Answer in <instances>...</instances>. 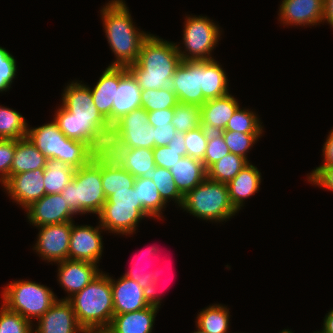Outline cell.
<instances>
[{
    "mask_svg": "<svg viewBox=\"0 0 333 333\" xmlns=\"http://www.w3.org/2000/svg\"><path fill=\"white\" fill-rule=\"evenodd\" d=\"M61 95V106L53 118L59 130L69 139L84 142L95 153L106 152L112 126L94 105L89 85L72 81Z\"/></svg>",
    "mask_w": 333,
    "mask_h": 333,
    "instance_id": "obj_1",
    "label": "cell"
},
{
    "mask_svg": "<svg viewBox=\"0 0 333 333\" xmlns=\"http://www.w3.org/2000/svg\"><path fill=\"white\" fill-rule=\"evenodd\" d=\"M105 36L115 60L109 66L136 63L143 41L150 33L139 30L124 0H110L100 10Z\"/></svg>",
    "mask_w": 333,
    "mask_h": 333,
    "instance_id": "obj_2",
    "label": "cell"
},
{
    "mask_svg": "<svg viewBox=\"0 0 333 333\" xmlns=\"http://www.w3.org/2000/svg\"><path fill=\"white\" fill-rule=\"evenodd\" d=\"M181 61L176 43L149 34L142 43L136 63L127 68L141 90L169 88Z\"/></svg>",
    "mask_w": 333,
    "mask_h": 333,
    "instance_id": "obj_3",
    "label": "cell"
},
{
    "mask_svg": "<svg viewBox=\"0 0 333 333\" xmlns=\"http://www.w3.org/2000/svg\"><path fill=\"white\" fill-rule=\"evenodd\" d=\"M68 301L85 329L109 327L114 316L111 281L103 271Z\"/></svg>",
    "mask_w": 333,
    "mask_h": 333,
    "instance_id": "obj_4",
    "label": "cell"
},
{
    "mask_svg": "<svg viewBox=\"0 0 333 333\" xmlns=\"http://www.w3.org/2000/svg\"><path fill=\"white\" fill-rule=\"evenodd\" d=\"M61 194L76 215L99 214L107 200L101 181V153L75 170L73 179Z\"/></svg>",
    "mask_w": 333,
    "mask_h": 333,
    "instance_id": "obj_5",
    "label": "cell"
},
{
    "mask_svg": "<svg viewBox=\"0 0 333 333\" xmlns=\"http://www.w3.org/2000/svg\"><path fill=\"white\" fill-rule=\"evenodd\" d=\"M27 137L47 158L61 160L74 169L85 166L96 154L84 142L67 138L54 119L42 126H28Z\"/></svg>",
    "mask_w": 333,
    "mask_h": 333,
    "instance_id": "obj_6",
    "label": "cell"
},
{
    "mask_svg": "<svg viewBox=\"0 0 333 333\" xmlns=\"http://www.w3.org/2000/svg\"><path fill=\"white\" fill-rule=\"evenodd\" d=\"M180 209L214 223L229 220L238 213L230 202L227 184L208 177L184 196Z\"/></svg>",
    "mask_w": 333,
    "mask_h": 333,
    "instance_id": "obj_7",
    "label": "cell"
},
{
    "mask_svg": "<svg viewBox=\"0 0 333 333\" xmlns=\"http://www.w3.org/2000/svg\"><path fill=\"white\" fill-rule=\"evenodd\" d=\"M98 222L108 233L130 236L138 229L139 222L152 218L138 200L137 189L114 191L97 215Z\"/></svg>",
    "mask_w": 333,
    "mask_h": 333,
    "instance_id": "obj_8",
    "label": "cell"
},
{
    "mask_svg": "<svg viewBox=\"0 0 333 333\" xmlns=\"http://www.w3.org/2000/svg\"><path fill=\"white\" fill-rule=\"evenodd\" d=\"M2 305L33 323L58 300L52 289L35 281H12L1 291Z\"/></svg>",
    "mask_w": 333,
    "mask_h": 333,
    "instance_id": "obj_9",
    "label": "cell"
},
{
    "mask_svg": "<svg viewBox=\"0 0 333 333\" xmlns=\"http://www.w3.org/2000/svg\"><path fill=\"white\" fill-rule=\"evenodd\" d=\"M220 28L219 24L217 25L207 16L187 15L184 22L183 41L176 43L181 60H213L211 52L221 40L223 30Z\"/></svg>",
    "mask_w": 333,
    "mask_h": 333,
    "instance_id": "obj_10",
    "label": "cell"
},
{
    "mask_svg": "<svg viewBox=\"0 0 333 333\" xmlns=\"http://www.w3.org/2000/svg\"><path fill=\"white\" fill-rule=\"evenodd\" d=\"M155 147L152 125L148 123V111L140 107L123 115L112 125L107 148Z\"/></svg>",
    "mask_w": 333,
    "mask_h": 333,
    "instance_id": "obj_11",
    "label": "cell"
},
{
    "mask_svg": "<svg viewBox=\"0 0 333 333\" xmlns=\"http://www.w3.org/2000/svg\"><path fill=\"white\" fill-rule=\"evenodd\" d=\"M73 221L37 227L39 230L33 250L48 263L68 259Z\"/></svg>",
    "mask_w": 333,
    "mask_h": 333,
    "instance_id": "obj_12",
    "label": "cell"
},
{
    "mask_svg": "<svg viewBox=\"0 0 333 333\" xmlns=\"http://www.w3.org/2000/svg\"><path fill=\"white\" fill-rule=\"evenodd\" d=\"M202 60H182L171 78V89L180 103L202 106L206 99L202 94Z\"/></svg>",
    "mask_w": 333,
    "mask_h": 333,
    "instance_id": "obj_13",
    "label": "cell"
},
{
    "mask_svg": "<svg viewBox=\"0 0 333 333\" xmlns=\"http://www.w3.org/2000/svg\"><path fill=\"white\" fill-rule=\"evenodd\" d=\"M1 186H3L8 196L11 197V200L25 210L46 194L44 168L9 176Z\"/></svg>",
    "mask_w": 333,
    "mask_h": 333,
    "instance_id": "obj_14",
    "label": "cell"
},
{
    "mask_svg": "<svg viewBox=\"0 0 333 333\" xmlns=\"http://www.w3.org/2000/svg\"><path fill=\"white\" fill-rule=\"evenodd\" d=\"M72 225L69 241L68 259L83 260L99 264L103 253L102 232L105 230L98 226Z\"/></svg>",
    "mask_w": 333,
    "mask_h": 333,
    "instance_id": "obj_15",
    "label": "cell"
},
{
    "mask_svg": "<svg viewBox=\"0 0 333 333\" xmlns=\"http://www.w3.org/2000/svg\"><path fill=\"white\" fill-rule=\"evenodd\" d=\"M27 220L32 226L40 227L74 221L76 215L61 193L45 194L25 209Z\"/></svg>",
    "mask_w": 333,
    "mask_h": 333,
    "instance_id": "obj_16",
    "label": "cell"
},
{
    "mask_svg": "<svg viewBox=\"0 0 333 333\" xmlns=\"http://www.w3.org/2000/svg\"><path fill=\"white\" fill-rule=\"evenodd\" d=\"M57 265V281L68 294L60 300H68L102 272L98 268L99 265L83 260L66 259L58 262Z\"/></svg>",
    "mask_w": 333,
    "mask_h": 333,
    "instance_id": "obj_17",
    "label": "cell"
},
{
    "mask_svg": "<svg viewBox=\"0 0 333 333\" xmlns=\"http://www.w3.org/2000/svg\"><path fill=\"white\" fill-rule=\"evenodd\" d=\"M278 19L285 26H316L323 22L324 0H281Z\"/></svg>",
    "mask_w": 333,
    "mask_h": 333,
    "instance_id": "obj_18",
    "label": "cell"
},
{
    "mask_svg": "<svg viewBox=\"0 0 333 333\" xmlns=\"http://www.w3.org/2000/svg\"><path fill=\"white\" fill-rule=\"evenodd\" d=\"M36 323L33 333H84L68 300L58 299Z\"/></svg>",
    "mask_w": 333,
    "mask_h": 333,
    "instance_id": "obj_19",
    "label": "cell"
},
{
    "mask_svg": "<svg viewBox=\"0 0 333 333\" xmlns=\"http://www.w3.org/2000/svg\"><path fill=\"white\" fill-rule=\"evenodd\" d=\"M114 315L134 312L149 307L140 285L121 276L118 280L110 276Z\"/></svg>",
    "mask_w": 333,
    "mask_h": 333,
    "instance_id": "obj_20",
    "label": "cell"
},
{
    "mask_svg": "<svg viewBox=\"0 0 333 333\" xmlns=\"http://www.w3.org/2000/svg\"><path fill=\"white\" fill-rule=\"evenodd\" d=\"M239 106L238 100L230 93L206 100L201 106V126L208 132L224 131L229 119Z\"/></svg>",
    "mask_w": 333,
    "mask_h": 333,
    "instance_id": "obj_21",
    "label": "cell"
},
{
    "mask_svg": "<svg viewBox=\"0 0 333 333\" xmlns=\"http://www.w3.org/2000/svg\"><path fill=\"white\" fill-rule=\"evenodd\" d=\"M140 95L141 89L134 76L127 67H121V80L113 98L111 126L123 115L141 107Z\"/></svg>",
    "mask_w": 333,
    "mask_h": 333,
    "instance_id": "obj_22",
    "label": "cell"
},
{
    "mask_svg": "<svg viewBox=\"0 0 333 333\" xmlns=\"http://www.w3.org/2000/svg\"><path fill=\"white\" fill-rule=\"evenodd\" d=\"M117 163L135 178H149L151 171L156 167L153 149L149 148H107Z\"/></svg>",
    "mask_w": 333,
    "mask_h": 333,
    "instance_id": "obj_23",
    "label": "cell"
},
{
    "mask_svg": "<svg viewBox=\"0 0 333 333\" xmlns=\"http://www.w3.org/2000/svg\"><path fill=\"white\" fill-rule=\"evenodd\" d=\"M261 175L259 169L249 162L227 183L230 202L238 212L244 207L245 200L260 190Z\"/></svg>",
    "mask_w": 333,
    "mask_h": 333,
    "instance_id": "obj_24",
    "label": "cell"
},
{
    "mask_svg": "<svg viewBox=\"0 0 333 333\" xmlns=\"http://www.w3.org/2000/svg\"><path fill=\"white\" fill-rule=\"evenodd\" d=\"M121 80V67L108 66L93 88H90L94 105L111 125L113 98Z\"/></svg>",
    "mask_w": 333,
    "mask_h": 333,
    "instance_id": "obj_25",
    "label": "cell"
},
{
    "mask_svg": "<svg viewBox=\"0 0 333 333\" xmlns=\"http://www.w3.org/2000/svg\"><path fill=\"white\" fill-rule=\"evenodd\" d=\"M158 307L149 306L134 312L114 315L110 326L113 333H152Z\"/></svg>",
    "mask_w": 333,
    "mask_h": 333,
    "instance_id": "obj_26",
    "label": "cell"
},
{
    "mask_svg": "<svg viewBox=\"0 0 333 333\" xmlns=\"http://www.w3.org/2000/svg\"><path fill=\"white\" fill-rule=\"evenodd\" d=\"M135 177L123 169L117 161L108 153H101V181L106 199L114 191L127 190L134 186Z\"/></svg>",
    "mask_w": 333,
    "mask_h": 333,
    "instance_id": "obj_27",
    "label": "cell"
},
{
    "mask_svg": "<svg viewBox=\"0 0 333 333\" xmlns=\"http://www.w3.org/2000/svg\"><path fill=\"white\" fill-rule=\"evenodd\" d=\"M170 171L177 189L183 196L207 177L204 163L189 156L182 157Z\"/></svg>",
    "mask_w": 333,
    "mask_h": 333,
    "instance_id": "obj_28",
    "label": "cell"
},
{
    "mask_svg": "<svg viewBox=\"0 0 333 333\" xmlns=\"http://www.w3.org/2000/svg\"><path fill=\"white\" fill-rule=\"evenodd\" d=\"M47 157L28 138L15 140V153L10 176L22 172L45 168Z\"/></svg>",
    "mask_w": 333,
    "mask_h": 333,
    "instance_id": "obj_29",
    "label": "cell"
},
{
    "mask_svg": "<svg viewBox=\"0 0 333 333\" xmlns=\"http://www.w3.org/2000/svg\"><path fill=\"white\" fill-rule=\"evenodd\" d=\"M228 76L215 59L202 60V94L206 100L229 94Z\"/></svg>",
    "mask_w": 333,
    "mask_h": 333,
    "instance_id": "obj_30",
    "label": "cell"
},
{
    "mask_svg": "<svg viewBox=\"0 0 333 333\" xmlns=\"http://www.w3.org/2000/svg\"><path fill=\"white\" fill-rule=\"evenodd\" d=\"M230 316L226 305L212 304L198 313L195 325L206 333H228Z\"/></svg>",
    "mask_w": 333,
    "mask_h": 333,
    "instance_id": "obj_31",
    "label": "cell"
},
{
    "mask_svg": "<svg viewBox=\"0 0 333 333\" xmlns=\"http://www.w3.org/2000/svg\"><path fill=\"white\" fill-rule=\"evenodd\" d=\"M75 170L61 160L48 158L44 168V188L46 194L61 193L73 179Z\"/></svg>",
    "mask_w": 333,
    "mask_h": 333,
    "instance_id": "obj_32",
    "label": "cell"
},
{
    "mask_svg": "<svg viewBox=\"0 0 333 333\" xmlns=\"http://www.w3.org/2000/svg\"><path fill=\"white\" fill-rule=\"evenodd\" d=\"M138 200L143 209L154 219H161L167 204L160 197L157 186L149 178L137 177L134 182Z\"/></svg>",
    "mask_w": 333,
    "mask_h": 333,
    "instance_id": "obj_33",
    "label": "cell"
},
{
    "mask_svg": "<svg viewBox=\"0 0 333 333\" xmlns=\"http://www.w3.org/2000/svg\"><path fill=\"white\" fill-rule=\"evenodd\" d=\"M18 111L0 106V139H23L27 137L28 123Z\"/></svg>",
    "mask_w": 333,
    "mask_h": 333,
    "instance_id": "obj_34",
    "label": "cell"
},
{
    "mask_svg": "<svg viewBox=\"0 0 333 333\" xmlns=\"http://www.w3.org/2000/svg\"><path fill=\"white\" fill-rule=\"evenodd\" d=\"M249 162L234 153H229L207 169V177L220 183L230 182Z\"/></svg>",
    "mask_w": 333,
    "mask_h": 333,
    "instance_id": "obj_35",
    "label": "cell"
},
{
    "mask_svg": "<svg viewBox=\"0 0 333 333\" xmlns=\"http://www.w3.org/2000/svg\"><path fill=\"white\" fill-rule=\"evenodd\" d=\"M149 179L153 180L160 197L166 204L174 201L177 204L176 206L182 207L184 196L177 189L170 170L156 166L151 171Z\"/></svg>",
    "mask_w": 333,
    "mask_h": 333,
    "instance_id": "obj_36",
    "label": "cell"
},
{
    "mask_svg": "<svg viewBox=\"0 0 333 333\" xmlns=\"http://www.w3.org/2000/svg\"><path fill=\"white\" fill-rule=\"evenodd\" d=\"M140 99L141 107L146 111L174 108L179 103L171 87L141 90Z\"/></svg>",
    "mask_w": 333,
    "mask_h": 333,
    "instance_id": "obj_37",
    "label": "cell"
},
{
    "mask_svg": "<svg viewBox=\"0 0 333 333\" xmlns=\"http://www.w3.org/2000/svg\"><path fill=\"white\" fill-rule=\"evenodd\" d=\"M171 124L181 133L198 128L201 126V107L179 102L173 108Z\"/></svg>",
    "mask_w": 333,
    "mask_h": 333,
    "instance_id": "obj_38",
    "label": "cell"
},
{
    "mask_svg": "<svg viewBox=\"0 0 333 333\" xmlns=\"http://www.w3.org/2000/svg\"><path fill=\"white\" fill-rule=\"evenodd\" d=\"M258 114L240 106L229 119L225 130L238 131L242 133H263L264 128Z\"/></svg>",
    "mask_w": 333,
    "mask_h": 333,
    "instance_id": "obj_39",
    "label": "cell"
},
{
    "mask_svg": "<svg viewBox=\"0 0 333 333\" xmlns=\"http://www.w3.org/2000/svg\"><path fill=\"white\" fill-rule=\"evenodd\" d=\"M230 153L245 158L248 162L249 150L258 142L263 133H242L238 131H221Z\"/></svg>",
    "mask_w": 333,
    "mask_h": 333,
    "instance_id": "obj_40",
    "label": "cell"
},
{
    "mask_svg": "<svg viewBox=\"0 0 333 333\" xmlns=\"http://www.w3.org/2000/svg\"><path fill=\"white\" fill-rule=\"evenodd\" d=\"M33 326L34 323L1 304L0 333H33Z\"/></svg>",
    "mask_w": 333,
    "mask_h": 333,
    "instance_id": "obj_41",
    "label": "cell"
},
{
    "mask_svg": "<svg viewBox=\"0 0 333 333\" xmlns=\"http://www.w3.org/2000/svg\"><path fill=\"white\" fill-rule=\"evenodd\" d=\"M209 132L203 127L199 126L196 129L190 130L185 133V146L187 156L203 161Z\"/></svg>",
    "mask_w": 333,
    "mask_h": 333,
    "instance_id": "obj_42",
    "label": "cell"
},
{
    "mask_svg": "<svg viewBox=\"0 0 333 333\" xmlns=\"http://www.w3.org/2000/svg\"><path fill=\"white\" fill-rule=\"evenodd\" d=\"M229 148L225 143L221 132H209L207 147L203 159V163L206 169L212 164L229 154Z\"/></svg>",
    "mask_w": 333,
    "mask_h": 333,
    "instance_id": "obj_43",
    "label": "cell"
},
{
    "mask_svg": "<svg viewBox=\"0 0 333 333\" xmlns=\"http://www.w3.org/2000/svg\"><path fill=\"white\" fill-rule=\"evenodd\" d=\"M17 61L5 48L0 46V92L10 89L17 73Z\"/></svg>",
    "mask_w": 333,
    "mask_h": 333,
    "instance_id": "obj_44",
    "label": "cell"
},
{
    "mask_svg": "<svg viewBox=\"0 0 333 333\" xmlns=\"http://www.w3.org/2000/svg\"><path fill=\"white\" fill-rule=\"evenodd\" d=\"M156 246H152V247H149V249H147V253H143L142 256H140L141 258L145 257L147 258V256L150 258V257H154L155 255H157L156 253ZM148 254V255H147ZM152 255V256H151ZM144 260V259H143ZM146 260V259H145ZM142 262V261H141ZM140 261H137L133 263V266H131V269H129L128 271H126L123 276L137 282L140 287L142 289L146 288L150 283L151 281L153 280V274H152V270L151 271H146V266H140L141 264ZM148 267V266H147ZM146 269V270H145Z\"/></svg>",
    "mask_w": 333,
    "mask_h": 333,
    "instance_id": "obj_45",
    "label": "cell"
},
{
    "mask_svg": "<svg viewBox=\"0 0 333 333\" xmlns=\"http://www.w3.org/2000/svg\"><path fill=\"white\" fill-rule=\"evenodd\" d=\"M153 154L155 166L170 170L182 157L187 156V150H175L166 145L154 147Z\"/></svg>",
    "mask_w": 333,
    "mask_h": 333,
    "instance_id": "obj_46",
    "label": "cell"
},
{
    "mask_svg": "<svg viewBox=\"0 0 333 333\" xmlns=\"http://www.w3.org/2000/svg\"><path fill=\"white\" fill-rule=\"evenodd\" d=\"M15 153V140L0 139V183L9 176L12 160Z\"/></svg>",
    "mask_w": 333,
    "mask_h": 333,
    "instance_id": "obj_47",
    "label": "cell"
},
{
    "mask_svg": "<svg viewBox=\"0 0 333 333\" xmlns=\"http://www.w3.org/2000/svg\"><path fill=\"white\" fill-rule=\"evenodd\" d=\"M310 184L333 192V166H318L307 174Z\"/></svg>",
    "mask_w": 333,
    "mask_h": 333,
    "instance_id": "obj_48",
    "label": "cell"
},
{
    "mask_svg": "<svg viewBox=\"0 0 333 333\" xmlns=\"http://www.w3.org/2000/svg\"><path fill=\"white\" fill-rule=\"evenodd\" d=\"M159 253V249L156 248V253ZM160 272L161 270L158 269H154L152 270V274H153V280L151 281V283L143 289L144 292V297L146 299V301L149 303L150 306H155L160 308L161 306V295L159 293V288H158V284L160 282Z\"/></svg>",
    "mask_w": 333,
    "mask_h": 333,
    "instance_id": "obj_49",
    "label": "cell"
},
{
    "mask_svg": "<svg viewBox=\"0 0 333 333\" xmlns=\"http://www.w3.org/2000/svg\"><path fill=\"white\" fill-rule=\"evenodd\" d=\"M176 132L175 127L168 123L166 125L152 126V135L155 141V147L166 146L170 143Z\"/></svg>",
    "mask_w": 333,
    "mask_h": 333,
    "instance_id": "obj_50",
    "label": "cell"
},
{
    "mask_svg": "<svg viewBox=\"0 0 333 333\" xmlns=\"http://www.w3.org/2000/svg\"><path fill=\"white\" fill-rule=\"evenodd\" d=\"M173 108L148 111V123L154 127L171 123Z\"/></svg>",
    "mask_w": 333,
    "mask_h": 333,
    "instance_id": "obj_51",
    "label": "cell"
},
{
    "mask_svg": "<svg viewBox=\"0 0 333 333\" xmlns=\"http://www.w3.org/2000/svg\"><path fill=\"white\" fill-rule=\"evenodd\" d=\"M323 164L319 166H333V129L330 130L322 149Z\"/></svg>",
    "mask_w": 333,
    "mask_h": 333,
    "instance_id": "obj_52",
    "label": "cell"
},
{
    "mask_svg": "<svg viewBox=\"0 0 333 333\" xmlns=\"http://www.w3.org/2000/svg\"><path fill=\"white\" fill-rule=\"evenodd\" d=\"M333 28V0H324L323 22Z\"/></svg>",
    "mask_w": 333,
    "mask_h": 333,
    "instance_id": "obj_53",
    "label": "cell"
},
{
    "mask_svg": "<svg viewBox=\"0 0 333 333\" xmlns=\"http://www.w3.org/2000/svg\"><path fill=\"white\" fill-rule=\"evenodd\" d=\"M168 146L172 147L175 150H186L185 146V133L177 132L174 137L168 144Z\"/></svg>",
    "mask_w": 333,
    "mask_h": 333,
    "instance_id": "obj_54",
    "label": "cell"
},
{
    "mask_svg": "<svg viewBox=\"0 0 333 333\" xmlns=\"http://www.w3.org/2000/svg\"><path fill=\"white\" fill-rule=\"evenodd\" d=\"M322 329L327 333H333V309L325 315Z\"/></svg>",
    "mask_w": 333,
    "mask_h": 333,
    "instance_id": "obj_55",
    "label": "cell"
},
{
    "mask_svg": "<svg viewBox=\"0 0 333 333\" xmlns=\"http://www.w3.org/2000/svg\"><path fill=\"white\" fill-rule=\"evenodd\" d=\"M84 333H113L108 327L85 329Z\"/></svg>",
    "mask_w": 333,
    "mask_h": 333,
    "instance_id": "obj_56",
    "label": "cell"
},
{
    "mask_svg": "<svg viewBox=\"0 0 333 333\" xmlns=\"http://www.w3.org/2000/svg\"><path fill=\"white\" fill-rule=\"evenodd\" d=\"M196 331H194L193 333H206L205 331H203L202 329H200L198 326H196Z\"/></svg>",
    "mask_w": 333,
    "mask_h": 333,
    "instance_id": "obj_57",
    "label": "cell"
},
{
    "mask_svg": "<svg viewBox=\"0 0 333 333\" xmlns=\"http://www.w3.org/2000/svg\"><path fill=\"white\" fill-rule=\"evenodd\" d=\"M279 333H293V332L291 330H289V329H283Z\"/></svg>",
    "mask_w": 333,
    "mask_h": 333,
    "instance_id": "obj_58",
    "label": "cell"
},
{
    "mask_svg": "<svg viewBox=\"0 0 333 333\" xmlns=\"http://www.w3.org/2000/svg\"><path fill=\"white\" fill-rule=\"evenodd\" d=\"M313 333H327V332H325V331L322 329V330H320V331H314Z\"/></svg>",
    "mask_w": 333,
    "mask_h": 333,
    "instance_id": "obj_59",
    "label": "cell"
}]
</instances>
